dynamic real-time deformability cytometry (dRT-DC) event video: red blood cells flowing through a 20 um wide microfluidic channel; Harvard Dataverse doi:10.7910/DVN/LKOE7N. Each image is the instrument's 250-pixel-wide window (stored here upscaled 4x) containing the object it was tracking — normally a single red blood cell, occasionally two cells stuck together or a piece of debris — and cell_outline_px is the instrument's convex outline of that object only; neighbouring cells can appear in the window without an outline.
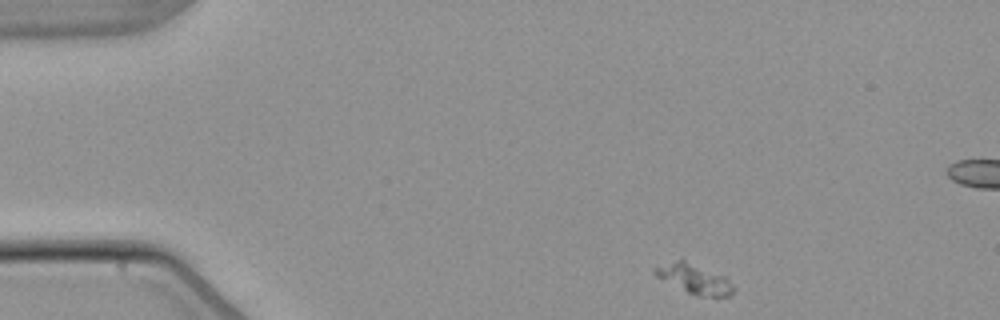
{"species": "common noctule bat (a hibernating species)", "species_latin": "Nyctalus noctula", "temperature_condition": "warm", "stored_images_in_passage": 4, "camera_frame_rate_fps": 3000, "um_per_image_px": 0.085, "animal": {"sex": "male", "body_mass_g": 21.5, "forearm_length_mm": 52.0}, "frame": {"image": 1, "passage_image": 1, "time_ms": 0.0, "image_size_px": [1000, 320], "cell_outline_px": [[736, 288], [728, 296], [696, 296], [656, 276], [652, 272], [652, 268], [680, 256], [728, 276]], "centroid_in_image_um": [59.03, 23.62], "position_along_channel_um": 26.0, "area_um2": 14.33}}